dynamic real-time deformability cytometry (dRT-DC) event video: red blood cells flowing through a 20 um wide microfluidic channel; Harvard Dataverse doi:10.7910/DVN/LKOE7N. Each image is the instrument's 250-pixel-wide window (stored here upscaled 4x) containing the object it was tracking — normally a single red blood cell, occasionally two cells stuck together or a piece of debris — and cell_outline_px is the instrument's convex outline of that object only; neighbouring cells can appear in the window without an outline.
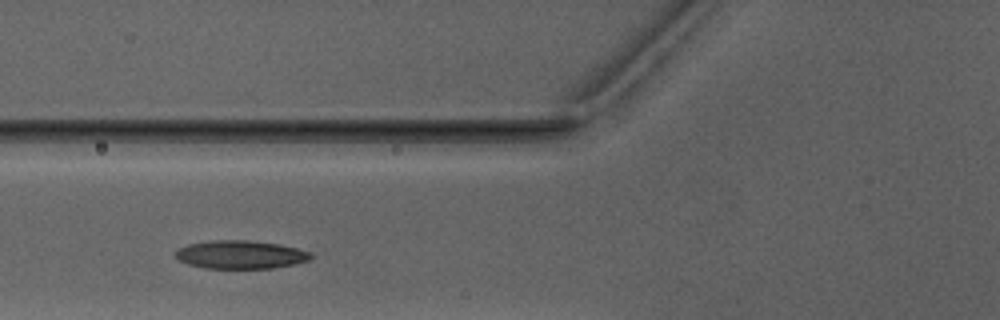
{"species": "Egyptian fruit bat (a non-hibernating species)", "species_latin": "Rousettus aegyptiacus", "temperature_condition": "warm", "stored_images_in_passage": 2, "camera_frame_rate_fps": 3000, "um_per_image_px": 0.085, "animal": {"sex": "male"}, "frame": {"image": 1, "passage_image": 2, "time_ms": 1.0, "image_size_px": [1000, 320], "cell_outline_px": [[312, 256], [308, 260], [292, 264], [272, 268], [204, 268], [188, 264], [172, 256], [180, 248], [188, 244], [212, 240], [248, 240], [280, 244], [312, 252]], "centroid_in_image_um": [20.42, 21.63], "position_along_channel_um": 105.4, "area_um2": 22.2}}